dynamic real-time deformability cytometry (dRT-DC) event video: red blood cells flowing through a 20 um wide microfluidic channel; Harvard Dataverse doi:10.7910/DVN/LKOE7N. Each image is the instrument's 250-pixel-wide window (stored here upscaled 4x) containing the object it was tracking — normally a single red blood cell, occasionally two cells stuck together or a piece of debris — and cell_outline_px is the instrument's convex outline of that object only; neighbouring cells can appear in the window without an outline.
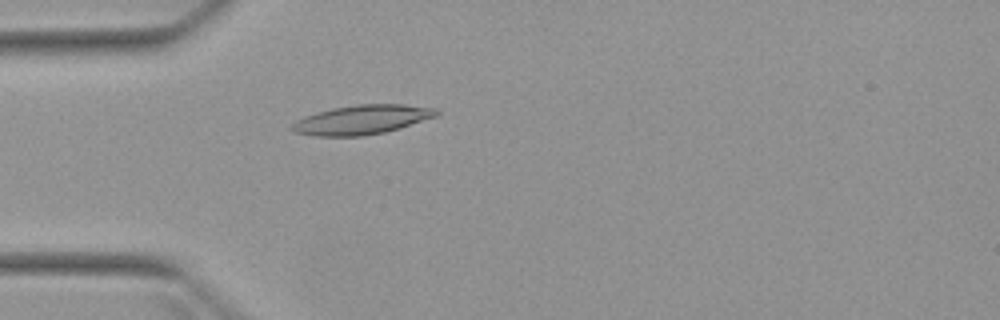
{"species": "Egyptian fruit bat (a non-hibernating species)", "species_latin": "Rousettus aegyptiacus", "temperature_condition": "warm", "stored_images_in_passage": 1, "camera_frame_rate_fps": 3000, "um_per_image_px": 0.085, "animal": {"sex": "female"}, "frame": {"image": 1, "passage_image": 1, "time_ms": 0.0, "image_size_px": [1000, 320], "cell_outline_px": [[440, 116], [400, 128], [384, 132], [360, 136], [316, 136], [296, 132], [288, 128], [296, 120], [304, 116], [316, 112], [332, 108], [356, 104], [404, 104], [436, 108], [440, 112]], "centroid_in_image_um": [30.8, 10.16], "position_along_channel_um": 54.2, "area_um2": 24.91}}